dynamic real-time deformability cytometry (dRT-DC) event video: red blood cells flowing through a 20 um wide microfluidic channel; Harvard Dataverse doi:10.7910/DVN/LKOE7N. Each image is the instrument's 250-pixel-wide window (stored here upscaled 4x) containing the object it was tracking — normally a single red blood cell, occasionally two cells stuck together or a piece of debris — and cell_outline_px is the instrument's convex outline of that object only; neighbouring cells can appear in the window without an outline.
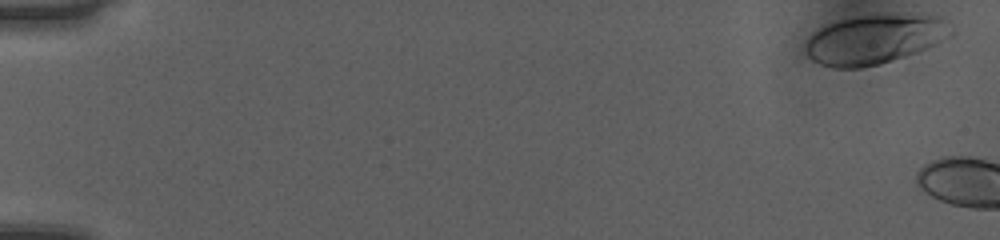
{"species": "human", "species_latin": "Homo sapiens", "temperature_condition": "room temperature", "stored_images_in_passage": 5, "camera_frame_rate_fps": 3000, "um_per_image_px": 0.085, "donor": {"sex": "female"}, "frame": {"image": 1, "passage_image": 1, "time_ms": 0.0, "image_size_px": [1000, 240], "cell_outline_px": [[952, 36], [936, 44], [916, 52], [880, 64], [860, 68], [832, 68], [820, 64], [812, 60], [804, 52], [804, 44], [808, 36], [812, 32], [828, 24], [840, 20], [860, 16], [940, 16], [944, 20], [952, 32]], "centroid_in_image_um": [74.26, 3.38], "position_along_channel_um": 10.7, "area_um2": 41.33}}